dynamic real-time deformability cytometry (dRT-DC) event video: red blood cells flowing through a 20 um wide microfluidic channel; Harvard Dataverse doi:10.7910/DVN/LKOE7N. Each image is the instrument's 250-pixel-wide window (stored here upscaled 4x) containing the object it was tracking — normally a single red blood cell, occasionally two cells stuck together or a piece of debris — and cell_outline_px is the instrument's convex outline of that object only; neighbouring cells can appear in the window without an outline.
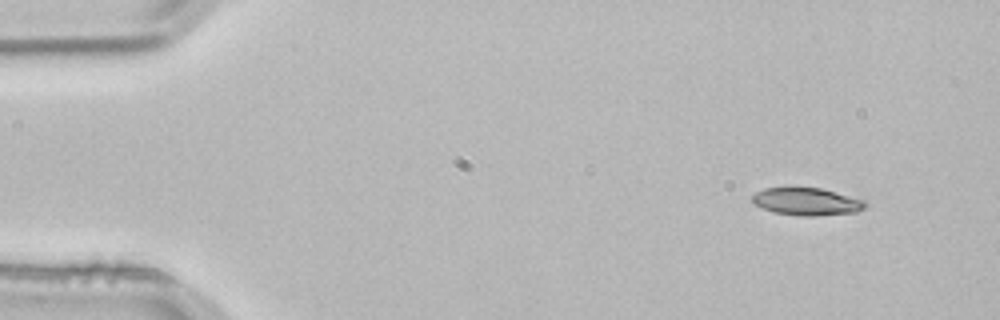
{"species": "common noctule bat (a hibernating species)", "species_latin": "Nyctalus noctula", "temperature_condition": "room temperature", "stored_images_in_passage": 4, "camera_frame_rate_fps": 3000, "um_per_image_px": 0.085, "animal": {"sex": "male", "body_mass_g": 21.5, "forearm_length_mm": 52.0}, "frame": {"image": 1, "passage_image": 1, "time_ms": 0.0, "image_size_px": [1000, 320], "cell_outline_px": [[868, 204], [864, 208], [856, 212], [816, 216], [800, 216], [772, 212], [756, 204], [752, 200], [752, 196], [756, 192], [764, 188], [792, 184], [820, 188], [864, 200]], "centroid_in_image_um": [68.53, 17.09], "position_along_channel_um": 16.5, "area_um2": 18.73}}
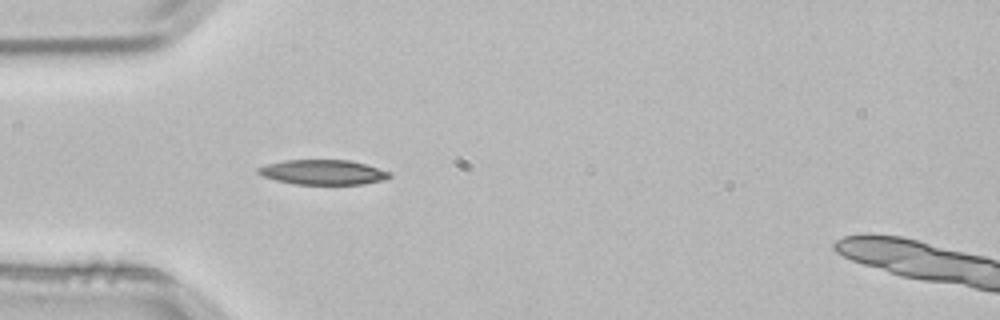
{"frame": {"image": 2, "passage_image": 3, "time_ms": 0.667, "image_size_px": [1000, 320], "cell_outline_px": [[392, 176], [388, 180], [364, 184], [292, 184], [276, 180], [264, 176], [256, 172], [256, 168], [264, 164], [284, 160], [348, 160], [364, 164], [392, 172]], "centroid_in_image_um": [27.47, 14.64], "position_along_channel_um": 57.5, "area_um2": 19.25}}